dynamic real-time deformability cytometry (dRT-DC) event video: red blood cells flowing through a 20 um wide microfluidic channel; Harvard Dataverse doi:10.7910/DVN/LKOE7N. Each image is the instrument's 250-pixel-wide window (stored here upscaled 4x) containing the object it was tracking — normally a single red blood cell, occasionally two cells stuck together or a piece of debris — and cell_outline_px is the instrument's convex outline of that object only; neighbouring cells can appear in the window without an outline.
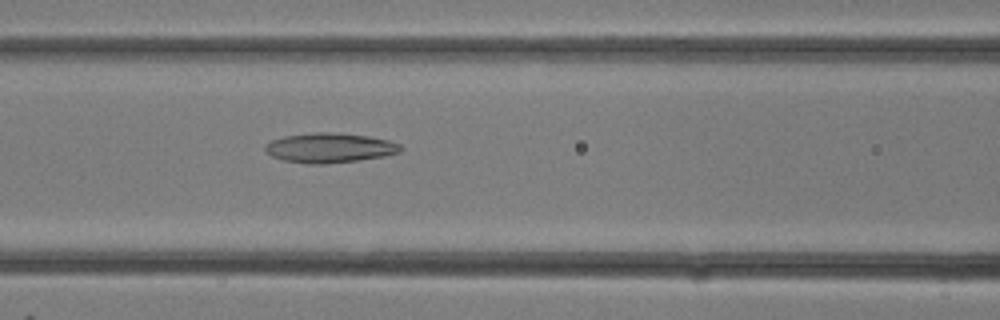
{"species": "common noctule bat (a hibernating species)", "species_latin": "Nyctalus noctula", "temperature_condition": "room temperature", "stored_images_in_passage": 10, "camera_frame_rate_fps": 3000, "um_per_image_px": 0.085, "animal": {"sex": "female"}, "frame": {"image": 1, "passage_image": 10, "time_ms": 3.0, "image_size_px": [1000, 320], "cell_outline_px": [[404, 148], [400, 152], [384, 156], [356, 160], [324, 164], [308, 164], [284, 160], [272, 156], [264, 152], [264, 144], [272, 140], [284, 136], [316, 132], [328, 132], [368, 136], [388, 140], [400, 144]], "centroid_in_image_um": [28.0, 12.56], "position_along_channel_um": 138.6, "area_um2": 23.41}}